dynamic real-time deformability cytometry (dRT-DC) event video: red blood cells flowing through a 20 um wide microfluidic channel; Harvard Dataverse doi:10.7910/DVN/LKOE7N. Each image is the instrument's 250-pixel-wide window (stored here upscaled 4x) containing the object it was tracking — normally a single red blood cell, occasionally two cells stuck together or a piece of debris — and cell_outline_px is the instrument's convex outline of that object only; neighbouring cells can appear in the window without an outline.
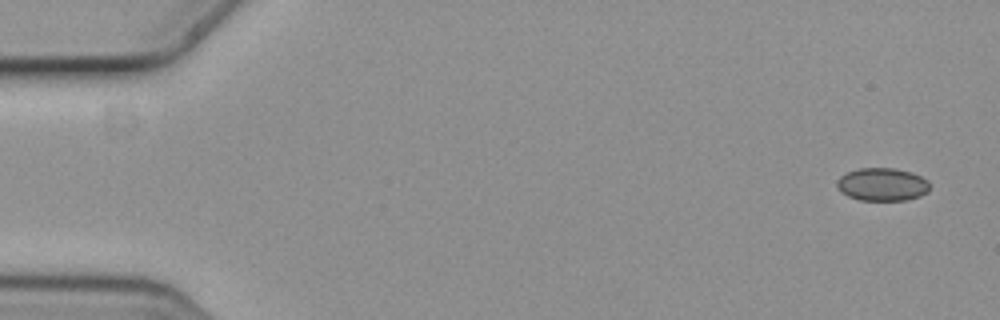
{"species": "common noctule bat (a hibernating species)", "species_latin": "Nyctalus noctula", "temperature_condition": "cold", "stored_images_in_passage": 4, "camera_frame_rate_fps": 3000, "um_per_image_px": 0.085, "animal": {"sex": "female", "body_mass_g": 19.3, "forearm_length_mm": 54.1}, "frame": {"image": 1, "passage_image": 1, "time_ms": 0.0, "image_size_px": [1000, 320], "cell_outline_px": [[928, 192], [920, 196], [904, 200], [860, 200], [848, 196], [840, 192], [836, 184], [836, 180], [840, 176], [848, 172], [860, 168], [896, 168], [912, 172], [928, 180]], "centroid_in_image_um": [74.97, 15.67], "position_along_channel_um": 10.0, "area_um2": 17.86}}